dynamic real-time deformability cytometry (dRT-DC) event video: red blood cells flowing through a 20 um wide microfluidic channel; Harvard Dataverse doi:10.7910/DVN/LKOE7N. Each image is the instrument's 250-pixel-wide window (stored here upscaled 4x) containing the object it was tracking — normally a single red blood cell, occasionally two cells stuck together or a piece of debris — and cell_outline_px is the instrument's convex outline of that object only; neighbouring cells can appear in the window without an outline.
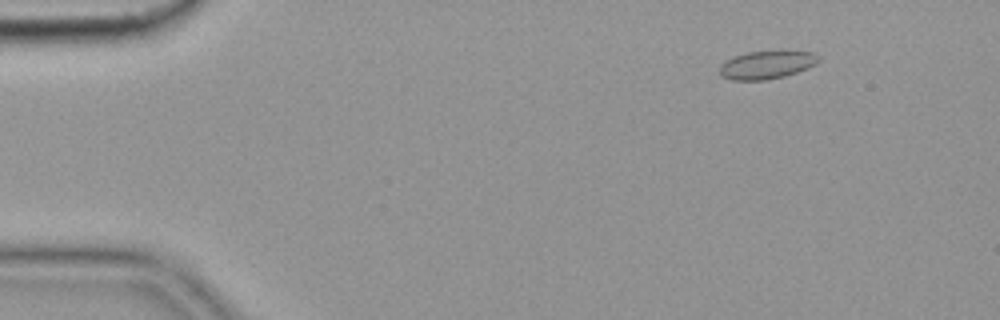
{"species": "common noctule bat (a hibernating species)", "species_latin": "Nyctalus noctula", "temperature_condition": "cold", "stored_images_in_passage": 57, "camera_frame_rate_fps": 3000, "um_per_image_px": 0.085, "animal": {"sex": "female", "body_mass_g": 19.9}, "frame": {"image": 1, "passage_image": 7, "time_ms": 2.0, "image_size_px": [1000, 320], "cell_outline_px": [[820, 60], [816, 64], [808, 68], [784, 76], [764, 80], [732, 80], [720, 76], [720, 64], [736, 56], [748, 52], [776, 48], [788, 48], [816, 52], [820, 56]], "centroid_in_image_um": [65.27, 5.44], "position_along_channel_um": 19.7, "area_um2": 17.05}}
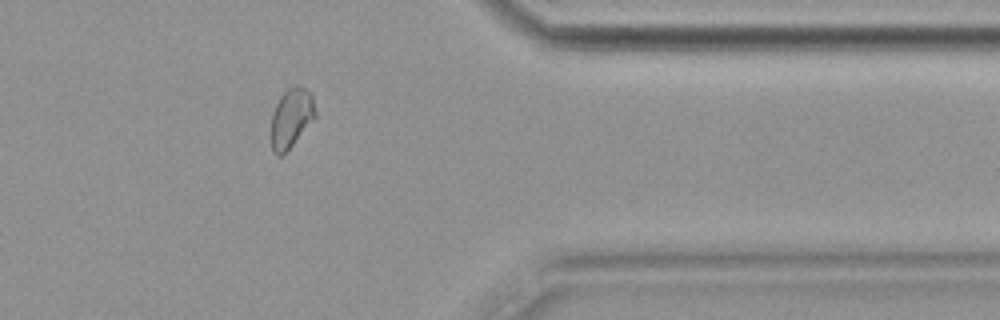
{"frame": {"image": 2, "passage_image": 46, "time_ms": 15.0, "image_size_px": [1000, 320], "cell_outline_px": [[316, 116], [292, 144], [280, 156], [276, 156], [272, 152], [272, 112], [280, 96], [288, 88], [296, 84], [300, 84], [312, 96], [316, 112]], "centroid_in_image_um": [24.75, 9.99], "position_along_channel_um": 386.7, "area_um2": 14.97}}
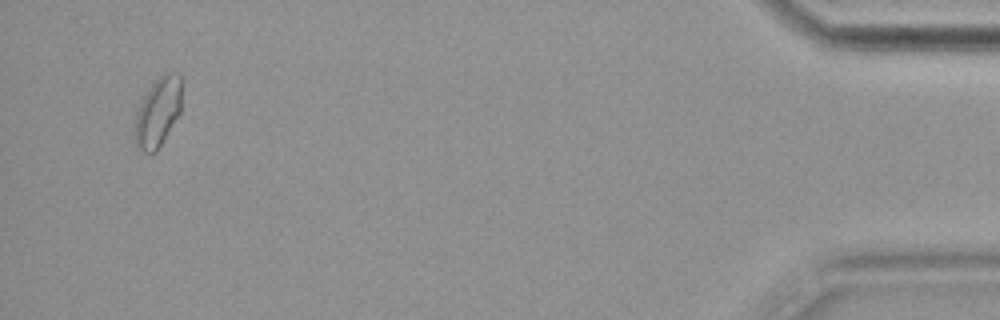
{"frame": {"image": 3, "passage_image": 54, "time_ms": 17.667, "image_size_px": [1000, 320], "cell_outline_px": [[180, 112], [156, 152], [144, 152], [136, 148], [136, 112], [144, 92], [164, 72], [180, 72]], "centroid_in_image_um": [13.41, 9.49], "position_along_channel_um": 421.8, "area_um2": 18.67}, "authors_computed_cell_mechanics": {"area_um2": 15.8372, "velocity_mm_per_s": 3.6198, "shape_relaxation_time_tau1_ms": 10.7781, "shape_relaxation_time_tau2_ms": 1.4174, "deformation_change_tau1": 0.1285, "deformation_change_tau2": 0.0558}}